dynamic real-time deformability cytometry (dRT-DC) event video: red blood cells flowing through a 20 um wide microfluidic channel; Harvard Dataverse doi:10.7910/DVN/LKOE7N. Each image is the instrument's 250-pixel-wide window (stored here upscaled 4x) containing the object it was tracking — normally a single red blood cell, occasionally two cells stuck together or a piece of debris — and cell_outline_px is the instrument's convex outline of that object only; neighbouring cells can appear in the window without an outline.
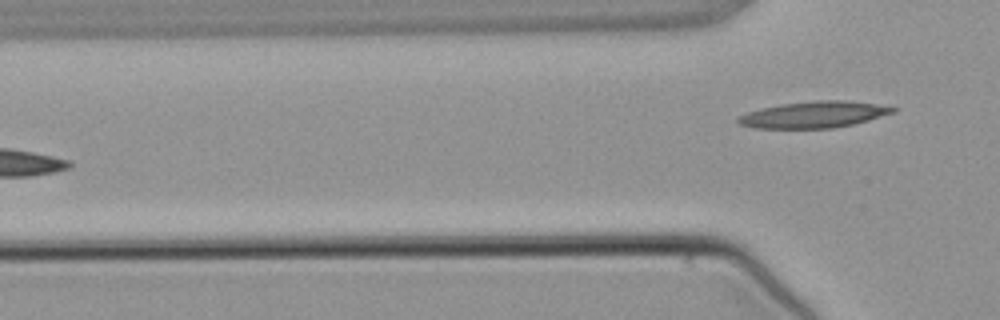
{"species": "common noctule bat (a hibernating species)", "species_latin": "Nyctalus noctula", "temperature_condition": "warm", "stored_images_in_passage": 5, "camera_frame_rate_fps": 3000, "um_per_image_px": 0.085, "animal": {"sex": "male", "body_mass_g": 21.5, "forearm_length_mm": 52.0}, "frame": {"image": 1, "passage_image": 5, "time_ms": 4.667, "image_size_px": [1000, 320], "cell_outline_px": [[896, 112], [868, 120], [852, 124], [832, 128], [756, 128], [740, 124], [736, 120], [740, 116], [748, 112], [760, 108], [780, 104], [816, 100], [844, 100], [876, 104], [896, 108]], "centroid_in_image_um": [69.17, 9.73], "position_along_channel_um": 56.6, "area_um2": 23.64}}